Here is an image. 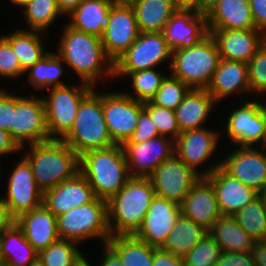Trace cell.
<instances>
[{"instance_id":"603a6c76","label":"cell","mask_w":266,"mask_h":266,"mask_svg":"<svg viewBox=\"0 0 266 266\" xmlns=\"http://www.w3.org/2000/svg\"><path fill=\"white\" fill-rule=\"evenodd\" d=\"M181 214L209 230L222 215L211 183L201 177L180 204Z\"/></svg>"},{"instance_id":"ee69618b","label":"cell","mask_w":266,"mask_h":266,"mask_svg":"<svg viewBox=\"0 0 266 266\" xmlns=\"http://www.w3.org/2000/svg\"><path fill=\"white\" fill-rule=\"evenodd\" d=\"M250 92L257 96L266 93V41L247 63Z\"/></svg>"},{"instance_id":"4dcf8cb0","label":"cell","mask_w":266,"mask_h":266,"mask_svg":"<svg viewBox=\"0 0 266 266\" xmlns=\"http://www.w3.org/2000/svg\"><path fill=\"white\" fill-rule=\"evenodd\" d=\"M208 234L226 252H252L256 243L230 215H221Z\"/></svg>"},{"instance_id":"8fae6325","label":"cell","mask_w":266,"mask_h":266,"mask_svg":"<svg viewBox=\"0 0 266 266\" xmlns=\"http://www.w3.org/2000/svg\"><path fill=\"white\" fill-rule=\"evenodd\" d=\"M149 178L157 196L181 204L201 176L174 154L163 161Z\"/></svg>"},{"instance_id":"60d3db41","label":"cell","mask_w":266,"mask_h":266,"mask_svg":"<svg viewBox=\"0 0 266 266\" xmlns=\"http://www.w3.org/2000/svg\"><path fill=\"white\" fill-rule=\"evenodd\" d=\"M191 88L172 75L162 81L161 87L150 100L153 104L175 110Z\"/></svg>"},{"instance_id":"8d00e7d4","label":"cell","mask_w":266,"mask_h":266,"mask_svg":"<svg viewBox=\"0 0 266 266\" xmlns=\"http://www.w3.org/2000/svg\"><path fill=\"white\" fill-rule=\"evenodd\" d=\"M233 216L255 242L266 241V205L261 194Z\"/></svg>"},{"instance_id":"cb8c5ba5","label":"cell","mask_w":266,"mask_h":266,"mask_svg":"<svg viewBox=\"0 0 266 266\" xmlns=\"http://www.w3.org/2000/svg\"><path fill=\"white\" fill-rule=\"evenodd\" d=\"M15 223L38 253L60 239L56 216L44 204L22 214Z\"/></svg>"},{"instance_id":"f6af8a7d","label":"cell","mask_w":266,"mask_h":266,"mask_svg":"<svg viewBox=\"0 0 266 266\" xmlns=\"http://www.w3.org/2000/svg\"><path fill=\"white\" fill-rule=\"evenodd\" d=\"M24 73L10 43L3 35L0 36V75L8 79H15Z\"/></svg>"},{"instance_id":"681fc988","label":"cell","mask_w":266,"mask_h":266,"mask_svg":"<svg viewBox=\"0 0 266 266\" xmlns=\"http://www.w3.org/2000/svg\"><path fill=\"white\" fill-rule=\"evenodd\" d=\"M256 29L266 35V0H248Z\"/></svg>"},{"instance_id":"6f0895ef","label":"cell","mask_w":266,"mask_h":266,"mask_svg":"<svg viewBox=\"0 0 266 266\" xmlns=\"http://www.w3.org/2000/svg\"><path fill=\"white\" fill-rule=\"evenodd\" d=\"M177 9L194 10L201 13V0H174Z\"/></svg>"},{"instance_id":"5b68a950","label":"cell","mask_w":266,"mask_h":266,"mask_svg":"<svg viewBox=\"0 0 266 266\" xmlns=\"http://www.w3.org/2000/svg\"><path fill=\"white\" fill-rule=\"evenodd\" d=\"M79 156L93 149L109 148L111 139L102 108V94L92 89L80 102L73 127L61 139Z\"/></svg>"},{"instance_id":"ffe728a7","label":"cell","mask_w":266,"mask_h":266,"mask_svg":"<svg viewBox=\"0 0 266 266\" xmlns=\"http://www.w3.org/2000/svg\"><path fill=\"white\" fill-rule=\"evenodd\" d=\"M215 40L220 58L248 63L266 41V35L258 30L208 29Z\"/></svg>"},{"instance_id":"7bdbcfd3","label":"cell","mask_w":266,"mask_h":266,"mask_svg":"<svg viewBox=\"0 0 266 266\" xmlns=\"http://www.w3.org/2000/svg\"><path fill=\"white\" fill-rule=\"evenodd\" d=\"M144 109L150 114L151 120L155 124L159 135L176 140L180 135L175 111L157 106L151 101L144 102Z\"/></svg>"},{"instance_id":"52a82bcc","label":"cell","mask_w":266,"mask_h":266,"mask_svg":"<svg viewBox=\"0 0 266 266\" xmlns=\"http://www.w3.org/2000/svg\"><path fill=\"white\" fill-rule=\"evenodd\" d=\"M57 231L60 239L74 242L97 238L106 244L111 237L108 228L107 201L95 198L92 202L77 206L57 216Z\"/></svg>"},{"instance_id":"f546056e","label":"cell","mask_w":266,"mask_h":266,"mask_svg":"<svg viewBox=\"0 0 266 266\" xmlns=\"http://www.w3.org/2000/svg\"><path fill=\"white\" fill-rule=\"evenodd\" d=\"M132 6L139 32H162L177 11L174 0H127Z\"/></svg>"},{"instance_id":"ba28073f","label":"cell","mask_w":266,"mask_h":266,"mask_svg":"<svg viewBox=\"0 0 266 266\" xmlns=\"http://www.w3.org/2000/svg\"><path fill=\"white\" fill-rule=\"evenodd\" d=\"M93 89L83 83L48 89L49 97H42L45 107L47 130L51 139L61 140L73 127L82 99Z\"/></svg>"},{"instance_id":"9c48e42d","label":"cell","mask_w":266,"mask_h":266,"mask_svg":"<svg viewBox=\"0 0 266 266\" xmlns=\"http://www.w3.org/2000/svg\"><path fill=\"white\" fill-rule=\"evenodd\" d=\"M12 138L21 148L24 143H42L52 140L47 130L42 97H22L12 93Z\"/></svg>"},{"instance_id":"7402d4cb","label":"cell","mask_w":266,"mask_h":266,"mask_svg":"<svg viewBox=\"0 0 266 266\" xmlns=\"http://www.w3.org/2000/svg\"><path fill=\"white\" fill-rule=\"evenodd\" d=\"M96 198L93 188L86 178L78 172L43 194V204L57 217L69 210L88 204Z\"/></svg>"},{"instance_id":"6125c7cd","label":"cell","mask_w":266,"mask_h":266,"mask_svg":"<svg viewBox=\"0 0 266 266\" xmlns=\"http://www.w3.org/2000/svg\"><path fill=\"white\" fill-rule=\"evenodd\" d=\"M13 5L24 7L27 3L31 2L32 0H9Z\"/></svg>"},{"instance_id":"7a4b0ae2","label":"cell","mask_w":266,"mask_h":266,"mask_svg":"<svg viewBox=\"0 0 266 266\" xmlns=\"http://www.w3.org/2000/svg\"><path fill=\"white\" fill-rule=\"evenodd\" d=\"M156 193L149 177H131L107 201L108 228L111 236L135 235Z\"/></svg>"},{"instance_id":"4316f807","label":"cell","mask_w":266,"mask_h":266,"mask_svg":"<svg viewBox=\"0 0 266 266\" xmlns=\"http://www.w3.org/2000/svg\"><path fill=\"white\" fill-rule=\"evenodd\" d=\"M207 91L219 102L234 92L250 91L247 63L221 58Z\"/></svg>"},{"instance_id":"8992f818","label":"cell","mask_w":266,"mask_h":266,"mask_svg":"<svg viewBox=\"0 0 266 266\" xmlns=\"http://www.w3.org/2000/svg\"><path fill=\"white\" fill-rule=\"evenodd\" d=\"M215 40L210 34L197 43L172 51L171 75L190 88L207 89L220 61Z\"/></svg>"},{"instance_id":"f35d334b","label":"cell","mask_w":266,"mask_h":266,"mask_svg":"<svg viewBox=\"0 0 266 266\" xmlns=\"http://www.w3.org/2000/svg\"><path fill=\"white\" fill-rule=\"evenodd\" d=\"M22 8L28 27L32 31L46 32L55 19L62 16L56 0H32Z\"/></svg>"},{"instance_id":"ac0fdd59","label":"cell","mask_w":266,"mask_h":266,"mask_svg":"<svg viewBox=\"0 0 266 266\" xmlns=\"http://www.w3.org/2000/svg\"><path fill=\"white\" fill-rule=\"evenodd\" d=\"M180 215V204L155 195L135 236L150 246L161 248Z\"/></svg>"},{"instance_id":"d6986e66","label":"cell","mask_w":266,"mask_h":266,"mask_svg":"<svg viewBox=\"0 0 266 266\" xmlns=\"http://www.w3.org/2000/svg\"><path fill=\"white\" fill-rule=\"evenodd\" d=\"M230 114L225 128L226 135L232 143L239 146H254L261 142L259 146L266 147L264 122L258 101L244 102Z\"/></svg>"},{"instance_id":"816d5d0a","label":"cell","mask_w":266,"mask_h":266,"mask_svg":"<svg viewBox=\"0 0 266 266\" xmlns=\"http://www.w3.org/2000/svg\"><path fill=\"white\" fill-rule=\"evenodd\" d=\"M21 149L8 131L0 129V157L6 154H14L21 151Z\"/></svg>"},{"instance_id":"6da1fadb","label":"cell","mask_w":266,"mask_h":266,"mask_svg":"<svg viewBox=\"0 0 266 266\" xmlns=\"http://www.w3.org/2000/svg\"><path fill=\"white\" fill-rule=\"evenodd\" d=\"M58 55L77 73L83 83L94 87L101 75L114 77V62L106 55L101 38L63 27Z\"/></svg>"},{"instance_id":"e0dca14e","label":"cell","mask_w":266,"mask_h":266,"mask_svg":"<svg viewBox=\"0 0 266 266\" xmlns=\"http://www.w3.org/2000/svg\"><path fill=\"white\" fill-rule=\"evenodd\" d=\"M131 177H149L166 159L175 154V141L157 136L140 144H122Z\"/></svg>"},{"instance_id":"d6a6232c","label":"cell","mask_w":266,"mask_h":266,"mask_svg":"<svg viewBox=\"0 0 266 266\" xmlns=\"http://www.w3.org/2000/svg\"><path fill=\"white\" fill-rule=\"evenodd\" d=\"M207 233L203 226L181 214L161 249L183 258Z\"/></svg>"},{"instance_id":"91938a15","label":"cell","mask_w":266,"mask_h":266,"mask_svg":"<svg viewBox=\"0 0 266 266\" xmlns=\"http://www.w3.org/2000/svg\"><path fill=\"white\" fill-rule=\"evenodd\" d=\"M73 266H91L86 260L85 256L81 254L79 258L74 262Z\"/></svg>"},{"instance_id":"277c9868","label":"cell","mask_w":266,"mask_h":266,"mask_svg":"<svg viewBox=\"0 0 266 266\" xmlns=\"http://www.w3.org/2000/svg\"><path fill=\"white\" fill-rule=\"evenodd\" d=\"M29 146L31 152H27L24 158L43 193L79 172V155L62 140L52 139Z\"/></svg>"},{"instance_id":"7c38bea8","label":"cell","mask_w":266,"mask_h":266,"mask_svg":"<svg viewBox=\"0 0 266 266\" xmlns=\"http://www.w3.org/2000/svg\"><path fill=\"white\" fill-rule=\"evenodd\" d=\"M102 108L111 139L122 145L136 129L144 103L118 91L102 94Z\"/></svg>"},{"instance_id":"c3c4849f","label":"cell","mask_w":266,"mask_h":266,"mask_svg":"<svg viewBox=\"0 0 266 266\" xmlns=\"http://www.w3.org/2000/svg\"><path fill=\"white\" fill-rule=\"evenodd\" d=\"M12 125V93L0 89V129L9 132Z\"/></svg>"},{"instance_id":"e7e4bbea","label":"cell","mask_w":266,"mask_h":266,"mask_svg":"<svg viewBox=\"0 0 266 266\" xmlns=\"http://www.w3.org/2000/svg\"><path fill=\"white\" fill-rule=\"evenodd\" d=\"M265 200V205H266V190L261 194Z\"/></svg>"},{"instance_id":"1f68e13d","label":"cell","mask_w":266,"mask_h":266,"mask_svg":"<svg viewBox=\"0 0 266 266\" xmlns=\"http://www.w3.org/2000/svg\"><path fill=\"white\" fill-rule=\"evenodd\" d=\"M38 257V252L24 237L23 231L14 222L0 235V262L6 266H29Z\"/></svg>"},{"instance_id":"11a10c76","label":"cell","mask_w":266,"mask_h":266,"mask_svg":"<svg viewBox=\"0 0 266 266\" xmlns=\"http://www.w3.org/2000/svg\"><path fill=\"white\" fill-rule=\"evenodd\" d=\"M15 220L11 217L3 199L0 198V235L7 230Z\"/></svg>"},{"instance_id":"be15d7a7","label":"cell","mask_w":266,"mask_h":266,"mask_svg":"<svg viewBox=\"0 0 266 266\" xmlns=\"http://www.w3.org/2000/svg\"><path fill=\"white\" fill-rule=\"evenodd\" d=\"M29 266H45L43 263H42V261L37 257L34 261H33V263L31 264V265H29Z\"/></svg>"},{"instance_id":"bcb514c9","label":"cell","mask_w":266,"mask_h":266,"mask_svg":"<svg viewBox=\"0 0 266 266\" xmlns=\"http://www.w3.org/2000/svg\"><path fill=\"white\" fill-rule=\"evenodd\" d=\"M157 136H159V132L151 120L150 114L143 109L140 112L136 129L123 144H140Z\"/></svg>"},{"instance_id":"9f6ffc18","label":"cell","mask_w":266,"mask_h":266,"mask_svg":"<svg viewBox=\"0 0 266 266\" xmlns=\"http://www.w3.org/2000/svg\"><path fill=\"white\" fill-rule=\"evenodd\" d=\"M83 0H56L58 10L63 15H70Z\"/></svg>"},{"instance_id":"f907efd6","label":"cell","mask_w":266,"mask_h":266,"mask_svg":"<svg viewBox=\"0 0 266 266\" xmlns=\"http://www.w3.org/2000/svg\"><path fill=\"white\" fill-rule=\"evenodd\" d=\"M152 266H184V261L181 257L174 256L161 248H156Z\"/></svg>"},{"instance_id":"680465c9","label":"cell","mask_w":266,"mask_h":266,"mask_svg":"<svg viewBox=\"0 0 266 266\" xmlns=\"http://www.w3.org/2000/svg\"><path fill=\"white\" fill-rule=\"evenodd\" d=\"M218 1L219 0H201V13L206 15Z\"/></svg>"},{"instance_id":"30bf717a","label":"cell","mask_w":266,"mask_h":266,"mask_svg":"<svg viewBox=\"0 0 266 266\" xmlns=\"http://www.w3.org/2000/svg\"><path fill=\"white\" fill-rule=\"evenodd\" d=\"M172 50L162 32H140L136 41L114 62V72L152 69L170 61Z\"/></svg>"},{"instance_id":"74e56055","label":"cell","mask_w":266,"mask_h":266,"mask_svg":"<svg viewBox=\"0 0 266 266\" xmlns=\"http://www.w3.org/2000/svg\"><path fill=\"white\" fill-rule=\"evenodd\" d=\"M130 76L135 95L125 92L129 97L140 102L150 101L157 90L161 87L162 81L166 78L162 73L152 69H145L135 72H114L116 76Z\"/></svg>"},{"instance_id":"94428289","label":"cell","mask_w":266,"mask_h":266,"mask_svg":"<svg viewBox=\"0 0 266 266\" xmlns=\"http://www.w3.org/2000/svg\"><path fill=\"white\" fill-rule=\"evenodd\" d=\"M260 111L262 113V118L264 122V130H265V138H266V103L264 104L260 103Z\"/></svg>"},{"instance_id":"db71d44e","label":"cell","mask_w":266,"mask_h":266,"mask_svg":"<svg viewBox=\"0 0 266 266\" xmlns=\"http://www.w3.org/2000/svg\"><path fill=\"white\" fill-rule=\"evenodd\" d=\"M255 266H266V241L256 242L252 249Z\"/></svg>"},{"instance_id":"484cf974","label":"cell","mask_w":266,"mask_h":266,"mask_svg":"<svg viewBox=\"0 0 266 266\" xmlns=\"http://www.w3.org/2000/svg\"><path fill=\"white\" fill-rule=\"evenodd\" d=\"M208 29H256L248 0H219L206 14Z\"/></svg>"},{"instance_id":"3957f363","label":"cell","mask_w":266,"mask_h":266,"mask_svg":"<svg viewBox=\"0 0 266 266\" xmlns=\"http://www.w3.org/2000/svg\"><path fill=\"white\" fill-rule=\"evenodd\" d=\"M79 172L93 188L95 196L109 201L131 178L122 145L93 149L79 156Z\"/></svg>"},{"instance_id":"4fadbf2b","label":"cell","mask_w":266,"mask_h":266,"mask_svg":"<svg viewBox=\"0 0 266 266\" xmlns=\"http://www.w3.org/2000/svg\"><path fill=\"white\" fill-rule=\"evenodd\" d=\"M135 13L127 0L115 2L110 9L108 27L101 41L106 55L115 62L138 38Z\"/></svg>"},{"instance_id":"836d02e7","label":"cell","mask_w":266,"mask_h":266,"mask_svg":"<svg viewBox=\"0 0 266 266\" xmlns=\"http://www.w3.org/2000/svg\"><path fill=\"white\" fill-rule=\"evenodd\" d=\"M107 244L118 254L123 266H152L156 248L135 235L111 236Z\"/></svg>"},{"instance_id":"44dd1931","label":"cell","mask_w":266,"mask_h":266,"mask_svg":"<svg viewBox=\"0 0 266 266\" xmlns=\"http://www.w3.org/2000/svg\"><path fill=\"white\" fill-rule=\"evenodd\" d=\"M162 33L172 51L197 43L209 34L206 15L194 10L177 9Z\"/></svg>"},{"instance_id":"d4e9b609","label":"cell","mask_w":266,"mask_h":266,"mask_svg":"<svg viewBox=\"0 0 266 266\" xmlns=\"http://www.w3.org/2000/svg\"><path fill=\"white\" fill-rule=\"evenodd\" d=\"M218 137V133L207 128L183 131L175 140V154L202 177L196 168L217 149Z\"/></svg>"},{"instance_id":"ab89813d","label":"cell","mask_w":266,"mask_h":266,"mask_svg":"<svg viewBox=\"0 0 266 266\" xmlns=\"http://www.w3.org/2000/svg\"><path fill=\"white\" fill-rule=\"evenodd\" d=\"M71 240L59 239L38 253V258L45 266H73L82 254Z\"/></svg>"},{"instance_id":"f1b7e54d","label":"cell","mask_w":266,"mask_h":266,"mask_svg":"<svg viewBox=\"0 0 266 266\" xmlns=\"http://www.w3.org/2000/svg\"><path fill=\"white\" fill-rule=\"evenodd\" d=\"M114 3L113 0H83L68 15L72 19L67 25L74 30L101 37L103 30L108 27L110 9Z\"/></svg>"},{"instance_id":"7dc6e473","label":"cell","mask_w":266,"mask_h":266,"mask_svg":"<svg viewBox=\"0 0 266 266\" xmlns=\"http://www.w3.org/2000/svg\"><path fill=\"white\" fill-rule=\"evenodd\" d=\"M216 266H255L252 252L222 251Z\"/></svg>"},{"instance_id":"83f0119b","label":"cell","mask_w":266,"mask_h":266,"mask_svg":"<svg viewBox=\"0 0 266 266\" xmlns=\"http://www.w3.org/2000/svg\"><path fill=\"white\" fill-rule=\"evenodd\" d=\"M215 103L207 89L191 88L174 110L180 132L202 129Z\"/></svg>"},{"instance_id":"e575fe53","label":"cell","mask_w":266,"mask_h":266,"mask_svg":"<svg viewBox=\"0 0 266 266\" xmlns=\"http://www.w3.org/2000/svg\"><path fill=\"white\" fill-rule=\"evenodd\" d=\"M39 33V31L21 29L3 36L10 43L19 60L20 67L25 73L48 53L42 46Z\"/></svg>"},{"instance_id":"f5cc1de1","label":"cell","mask_w":266,"mask_h":266,"mask_svg":"<svg viewBox=\"0 0 266 266\" xmlns=\"http://www.w3.org/2000/svg\"><path fill=\"white\" fill-rule=\"evenodd\" d=\"M104 248V255L99 266H123L118 254L107 243L104 244Z\"/></svg>"},{"instance_id":"2e32d148","label":"cell","mask_w":266,"mask_h":266,"mask_svg":"<svg viewBox=\"0 0 266 266\" xmlns=\"http://www.w3.org/2000/svg\"><path fill=\"white\" fill-rule=\"evenodd\" d=\"M261 149L260 152L254 146H239L223 157L220 165L228 174L260 194L266 190V147Z\"/></svg>"},{"instance_id":"d590c367","label":"cell","mask_w":266,"mask_h":266,"mask_svg":"<svg viewBox=\"0 0 266 266\" xmlns=\"http://www.w3.org/2000/svg\"><path fill=\"white\" fill-rule=\"evenodd\" d=\"M63 59L53 52H48L37 63L27 71L28 82L33 86L34 91L65 86L60 79L63 74Z\"/></svg>"},{"instance_id":"b9f144b4","label":"cell","mask_w":266,"mask_h":266,"mask_svg":"<svg viewBox=\"0 0 266 266\" xmlns=\"http://www.w3.org/2000/svg\"><path fill=\"white\" fill-rule=\"evenodd\" d=\"M222 250L207 233L184 257V266H216Z\"/></svg>"},{"instance_id":"5bb4252c","label":"cell","mask_w":266,"mask_h":266,"mask_svg":"<svg viewBox=\"0 0 266 266\" xmlns=\"http://www.w3.org/2000/svg\"><path fill=\"white\" fill-rule=\"evenodd\" d=\"M7 189V196L2 199L14 220L43 204L44 193L35 182L32 168L24 157L12 171Z\"/></svg>"},{"instance_id":"9a60e30c","label":"cell","mask_w":266,"mask_h":266,"mask_svg":"<svg viewBox=\"0 0 266 266\" xmlns=\"http://www.w3.org/2000/svg\"><path fill=\"white\" fill-rule=\"evenodd\" d=\"M213 164L202 172V177L211 183L222 215H235L260 195L255 189L228 174L220 166L221 162Z\"/></svg>"}]
</instances>
